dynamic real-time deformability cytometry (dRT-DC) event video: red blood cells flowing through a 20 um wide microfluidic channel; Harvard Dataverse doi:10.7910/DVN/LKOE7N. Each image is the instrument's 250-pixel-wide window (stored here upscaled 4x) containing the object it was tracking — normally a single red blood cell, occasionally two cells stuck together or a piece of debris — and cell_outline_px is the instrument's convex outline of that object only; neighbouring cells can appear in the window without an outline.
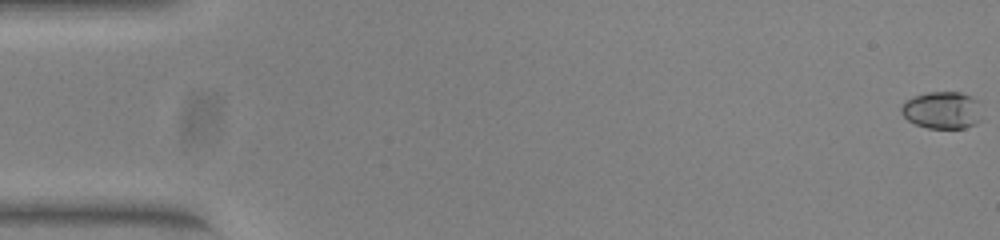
{"species": "common noctule bat (a hibernating species)", "species_latin": "Nyctalus noctula", "temperature_condition": "warm", "stored_images_in_passage": 53, "camera_frame_rate_fps": 3000, "um_per_image_px": 0.085, "animal": {"sex": "female", "body_mass_g": 23.0, "forearm_length_mm": 53.4}, "frame": {"image": 1, "passage_image": 1, "time_ms": 0.0, "image_size_px": [1000, 240], "cell_outline_px": [[984, 120], [976, 124], [964, 128], [928, 128], [916, 124], [908, 120], [900, 112], [900, 108], [904, 100], [912, 96], [928, 92], [960, 92], [972, 96], [980, 100]], "centroid_in_image_um": [80.15, 9.36], "position_along_channel_um": 4.9, "area_um2": 18.15}}
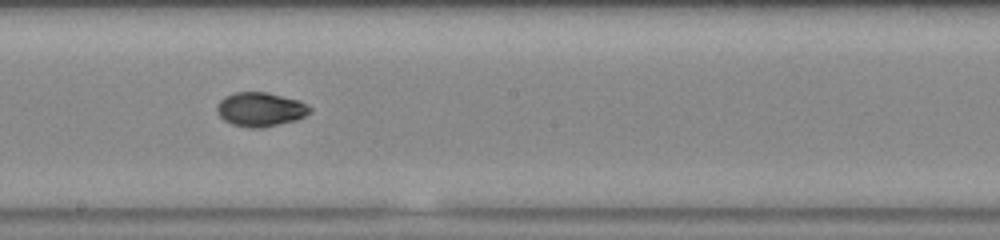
{"frame": {"image": 2, "passage_image": 30, "time_ms": 9.667, "image_size_px": [1000, 240], "cell_outline_px": [[312, 112], [296, 120], [260, 128], [252, 128], [232, 124], [224, 120], [216, 112], [216, 104], [224, 96], [236, 92], [264, 92], [300, 100], [308, 104], [312, 108]], "centroid_in_image_um": [22.13, 9.29], "position_along_channel_um": 226.1, "area_um2": 18.55}}
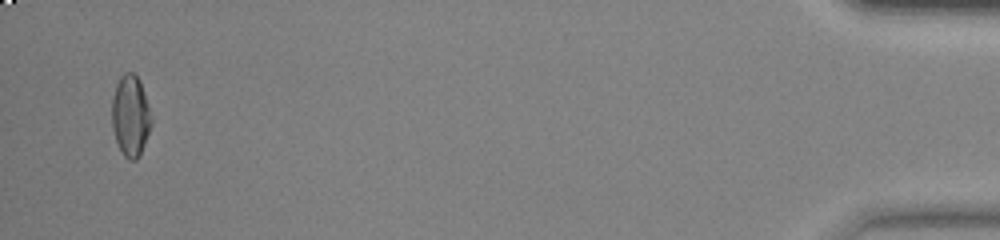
{"frame": {"image": 3, "passage_image": 52, "time_ms": 17.0, "image_size_px": [1000, 240], "cell_outline_px": [[152, 124], [140, 156], [136, 160], [128, 160], [124, 156], [116, 140], [112, 128], [112, 100], [116, 84], [120, 76], [124, 72], [132, 72], [140, 80], [148, 104], [152, 120]], "centroid_in_image_um": [11.1, 9.85], "position_along_channel_um": 424.1, "area_um2": 18.73}, "authors_computed_cell_mechanics": {"area_um2": 17.8602, "velocity_mm_per_s": 3.9191, "shape_relaxation_time_tau1_ms": 5.65, "shape_relaxation_time_tau2_ms": 4.3319, "deformation_change_tau1": 0.1738, "deformation_change_tau2": 0.057}}